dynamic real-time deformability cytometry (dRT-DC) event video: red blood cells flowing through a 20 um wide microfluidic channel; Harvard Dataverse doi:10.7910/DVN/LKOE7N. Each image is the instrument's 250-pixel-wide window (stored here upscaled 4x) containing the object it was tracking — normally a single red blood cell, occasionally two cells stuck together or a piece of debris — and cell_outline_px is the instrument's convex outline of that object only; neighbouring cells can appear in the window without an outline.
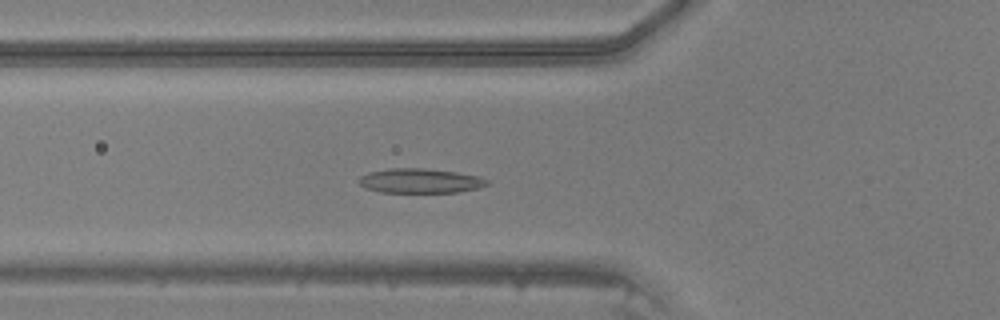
{"species": "common noctule bat (a hibernating species)", "species_latin": "Nyctalus noctula", "temperature_condition": "warm", "stored_images_in_passage": 20, "camera_frame_rate_fps": 3000, "um_per_image_px": 0.085, "animal": {"sex": "male", "body_mass_g": 20.5, "forearm_length_mm": 52.5}, "frame": {"image": 1, "passage_image": 4, "time_ms": 1.0, "image_size_px": [1000, 320], "cell_outline_px": [[488, 184], [480, 188], [460, 192], [380, 192], [364, 188], [356, 180], [360, 176], [368, 172], [388, 168], [424, 168], [456, 172], [480, 176], [488, 180]], "centroid_in_image_um": [35.69, 15.36], "position_along_channel_um": 90.1, "area_um2": 18.55}}
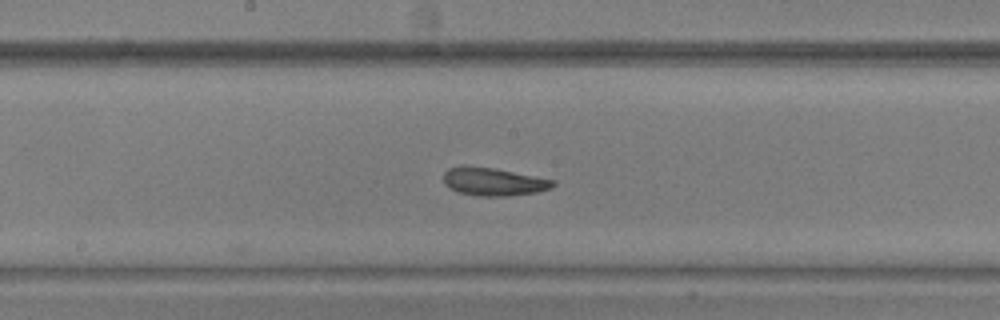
{"frame": {"image": 2, "passage_image": 12, "time_ms": 3.667, "image_size_px": [1000, 320], "cell_outline_px": [[556, 184], [552, 188], [536, 192], [508, 196], [476, 196], [456, 192], [448, 188], [444, 184], [444, 172], [448, 168], [464, 164], [492, 168], [556, 180]], "centroid_in_image_um": [41.9, 15.44], "position_along_channel_um": 206.3, "area_um2": 18.15}}
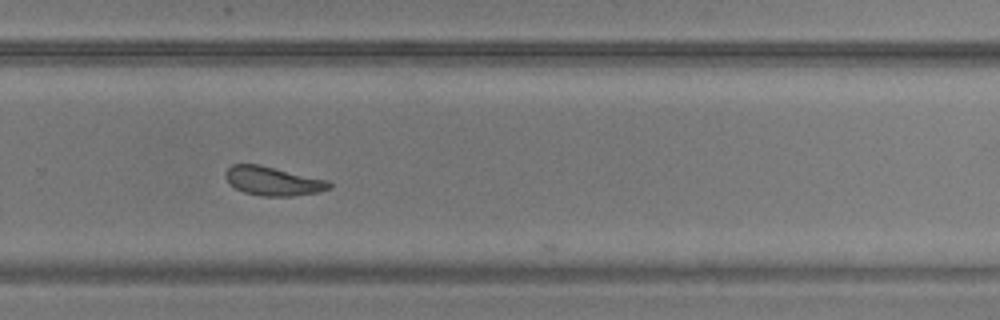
{"frame": {"image": 3, "passage_image": 19, "time_ms": 6.0, "image_size_px": [1000, 320], "cell_outline_px": [[332, 188], [316, 192], [292, 196], [260, 196], [244, 192], [228, 184], [224, 176], [224, 172], [232, 164], [260, 164], [328, 180], [332, 184]], "centroid_in_image_um": [23.17, 15.38], "position_along_channel_um": 306.6, "area_um2": 17.63}}